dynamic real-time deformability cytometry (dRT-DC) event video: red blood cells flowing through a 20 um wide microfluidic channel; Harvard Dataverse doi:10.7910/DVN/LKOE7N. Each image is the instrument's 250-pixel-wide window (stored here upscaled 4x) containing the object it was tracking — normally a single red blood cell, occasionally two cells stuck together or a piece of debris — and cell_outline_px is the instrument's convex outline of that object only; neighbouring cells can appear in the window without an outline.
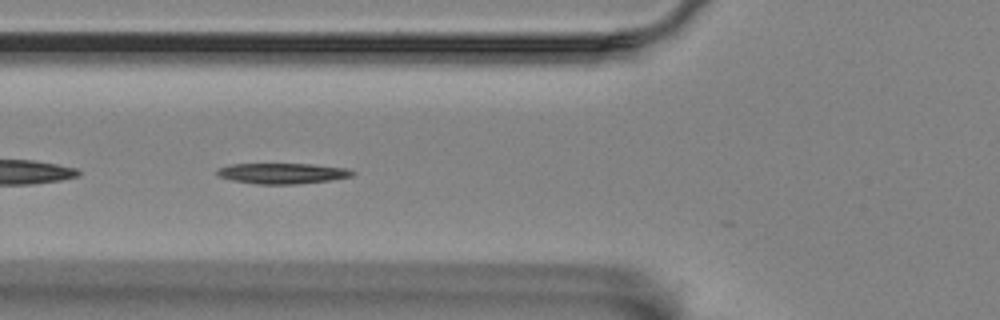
{"species": "Egyptian fruit bat (a non-hibernating species)", "species_latin": "Rousettus aegyptiacus", "temperature_condition": "room temperature", "stored_images_in_passage": 10, "segment_of_instrument_passage": [2, 2], "camera_frame_rate_fps": 3000, "um_per_image_px": 0.085, "animal": {"sex": "female"}, "frame": {"image": 1, "passage_image": 7, "time_ms": 6.667, "image_size_px": [1000, 320], "cell_outline_px": [[356, 172], [352, 176], [328, 180], [296, 184], [256, 184], [232, 180], [220, 176], [216, 172], [216, 168], [228, 164], [312, 164], [348, 168]], "centroid_in_image_um": [23.98, 14.73], "position_along_channel_um": 101.8, "area_um2": 16.24}}
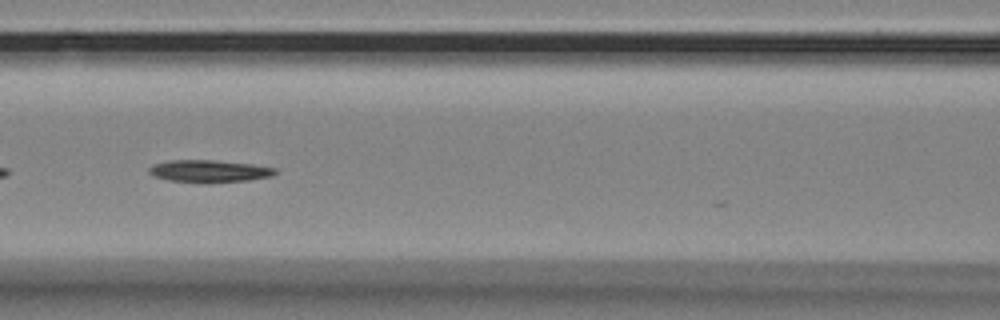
{"frame": {"image": 2, "passage_image": 8, "time_ms": 8.0, "image_size_px": [1000, 320], "cell_outline_px": [[276, 172], [272, 176], [248, 180], [200, 184], [168, 180], [152, 176], [148, 172], [148, 168], [152, 164], [168, 160], [212, 160], [252, 164], [276, 168]], "centroid_in_image_um": [17.71, 14.56], "position_along_channel_um": 148.9, "area_um2": 16.7}}
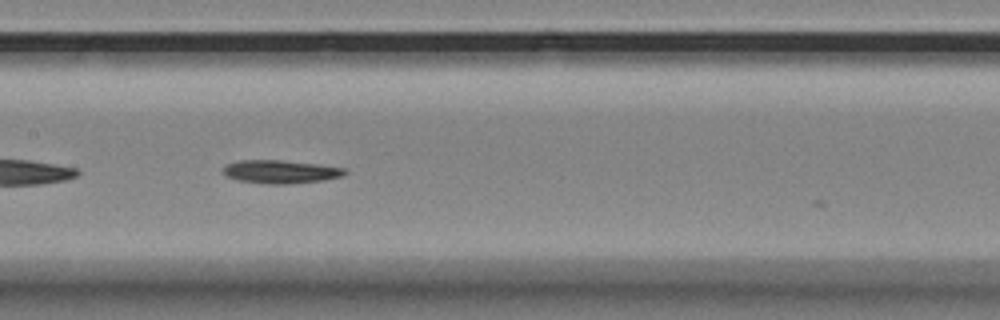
{"frame": {"image": 3, "passage_image": 9, "time_ms": 9.0, "image_size_px": [1000, 320], "cell_outline_px": [[348, 172], [340, 176], [324, 180], [288, 184], [268, 184], [236, 180], [224, 176], [220, 172], [224, 164], [240, 160], [280, 160], [316, 164], [344, 168]], "centroid_in_image_um": [23.74, 14.6], "position_along_channel_um": 183.7, "area_um2": 16.65}}